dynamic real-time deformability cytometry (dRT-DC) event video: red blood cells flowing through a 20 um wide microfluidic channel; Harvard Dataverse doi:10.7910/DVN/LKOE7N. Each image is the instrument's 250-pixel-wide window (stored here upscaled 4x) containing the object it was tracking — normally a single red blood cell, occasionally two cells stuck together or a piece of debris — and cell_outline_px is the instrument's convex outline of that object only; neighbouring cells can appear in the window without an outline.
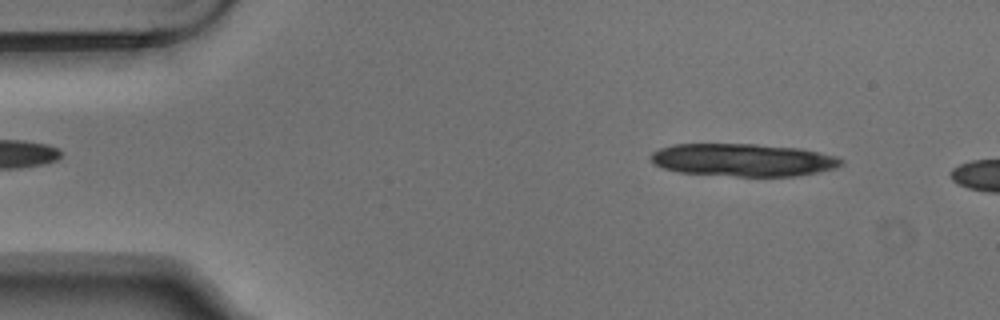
{"species": "Egyptian fruit bat (a non-hibernating species)", "species_latin": "Rousettus aegyptiacus", "temperature_condition": "warm", "stored_images_in_passage": 3, "camera_frame_rate_fps": 3000, "um_per_image_px": 0.085, "animal": {"sex": "male"}, "frame": {"image": 1, "passage_image": 1, "time_ms": 0.0, "image_size_px": [1000, 320], "cell_outline_px": [[844, 164], [836, 168], [800, 176], [736, 176], [680, 172], [664, 168], [656, 164], [648, 156], [652, 152], [660, 148], [672, 144], [756, 144], [800, 148], [836, 156], [844, 160]], "centroid_in_image_um": [63.19, 13.59], "position_along_channel_um": 21.8, "area_um2": 36.36}}